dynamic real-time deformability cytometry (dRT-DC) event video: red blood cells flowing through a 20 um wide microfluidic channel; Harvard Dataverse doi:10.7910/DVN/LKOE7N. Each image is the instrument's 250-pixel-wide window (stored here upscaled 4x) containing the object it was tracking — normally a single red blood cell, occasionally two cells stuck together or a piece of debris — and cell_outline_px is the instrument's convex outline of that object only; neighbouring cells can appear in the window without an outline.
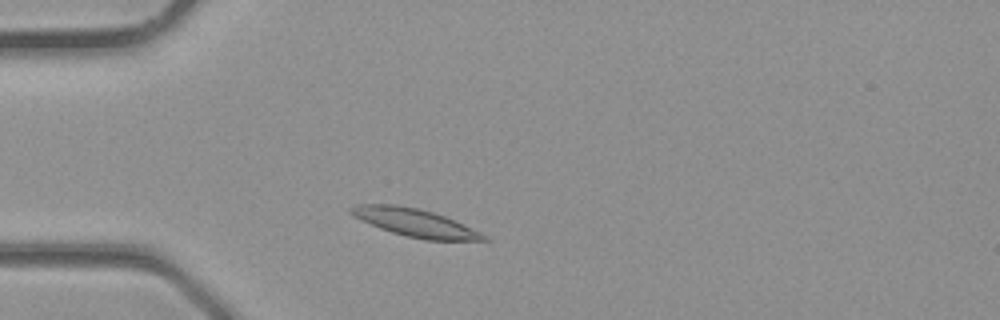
{"species": "common noctule bat (a hibernating species)", "species_latin": "Nyctalus noctula", "temperature_condition": "room temperature", "stored_images_in_passage": 30, "camera_frame_rate_fps": 3000, "um_per_image_px": 0.085, "animal": {"sex": "male", "body_mass_g": 23.1, "forearm_length_mm": 52.7}, "frame": {"image": 1, "passage_image": 4, "time_ms": 1.0, "image_size_px": [1000, 320], "cell_outline_px": [[492, 240], [424, 240], [404, 236], [380, 228], [360, 220], [352, 216], [348, 212], [348, 208], [356, 204], [396, 204], [420, 208], [444, 216], [464, 224], [488, 236]], "centroid_in_image_um": [35.24, 18.92], "position_along_channel_um": 49.8, "area_um2": 21.79}}
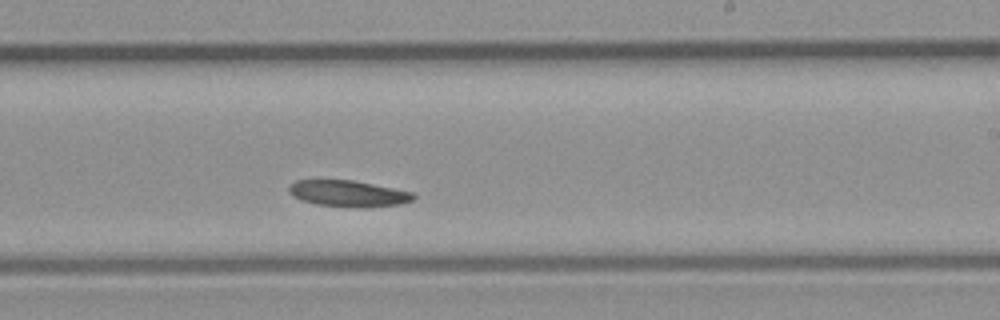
{"frame": {"image": 2, "passage_image": 16, "time_ms": 5.0, "image_size_px": [1000, 320], "cell_outline_px": [[416, 196], [412, 200], [400, 204], [364, 208], [352, 208], [316, 204], [300, 200], [292, 196], [288, 192], [288, 184], [296, 180], [352, 180], [412, 192]], "centroid_in_image_um": [29.54, 16.46], "position_along_channel_um": 259.5, "area_um2": 19.25}}
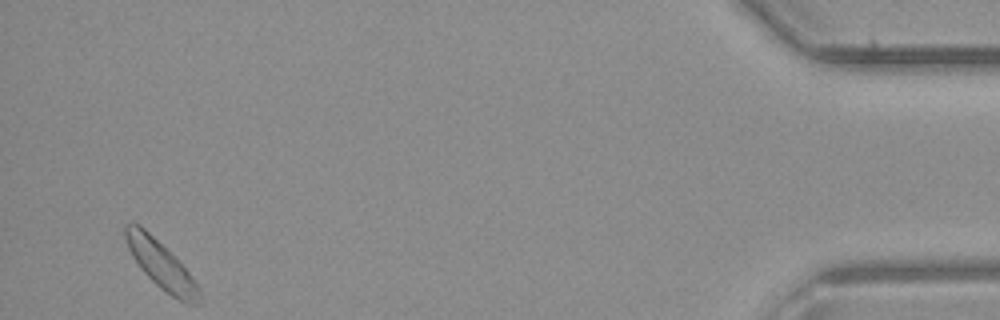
{"frame": {"image": 3, "passage_image": 29, "time_ms": 9.333, "image_size_px": [1000, 320], "cell_outline_px": [[200, 304], [184, 304], [160, 288], [140, 268], [132, 256], [128, 248], [124, 236], [124, 224], [140, 224], [192, 276], [200, 292]], "centroid_in_image_um": [13.67, 22.55], "position_along_channel_um": 421.5, "area_um2": 19.83}}